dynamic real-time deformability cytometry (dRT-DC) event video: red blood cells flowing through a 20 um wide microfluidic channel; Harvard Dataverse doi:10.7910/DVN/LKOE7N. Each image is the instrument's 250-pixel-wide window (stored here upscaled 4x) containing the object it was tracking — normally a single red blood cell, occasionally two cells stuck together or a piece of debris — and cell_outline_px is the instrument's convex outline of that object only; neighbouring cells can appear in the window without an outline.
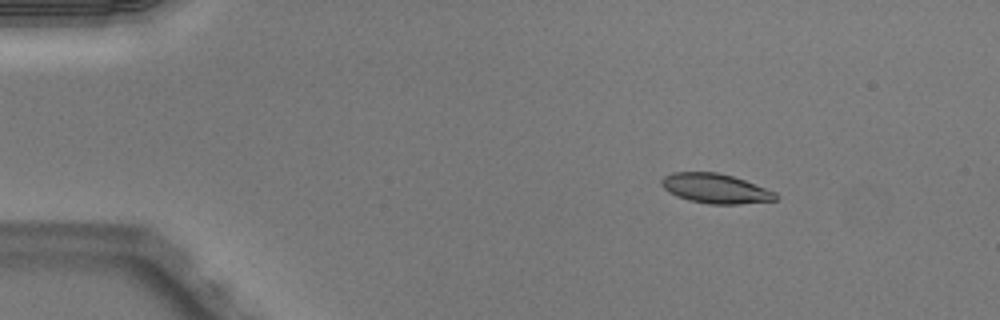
{"species": "Egyptian fruit bat (a non-hibernating species)", "species_latin": "Rousettus aegyptiacus", "temperature_condition": "warm", "stored_images_in_passage": 44, "camera_frame_rate_fps": 3000, "um_per_image_px": 0.085, "animal": {"sex": "male"}, "frame": {"image": 1, "passage_image": 1, "time_ms": 0.0, "image_size_px": [1000, 320], "cell_outline_px": [[780, 196], [776, 200], [740, 204], [708, 204], [688, 200], [676, 196], [668, 192], [660, 184], [660, 180], [664, 176], [672, 172], [716, 172], [732, 176], [744, 180], [776, 192]], "centroid_in_image_um": [60.8, 16.03], "position_along_channel_um": 24.2, "area_um2": 19.83}}
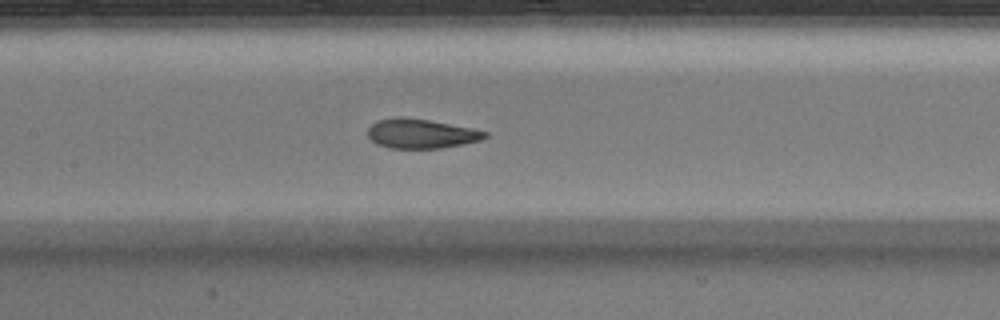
{"frame": {"image": 2, "passage_image": 18, "time_ms": 5.667, "image_size_px": [1000, 320], "cell_outline_px": [[488, 136], [480, 140], [464, 144], [440, 148], [388, 148], [376, 144], [368, 136], [368, 128], [376, 120], [396, 116], [400, 116], [428, 120], [472, 128], [488, 132]], "centroid_in_image_um": [35.77, 11.35], "position_along_channel_um": 171.6, "area_um2": 20.17}}
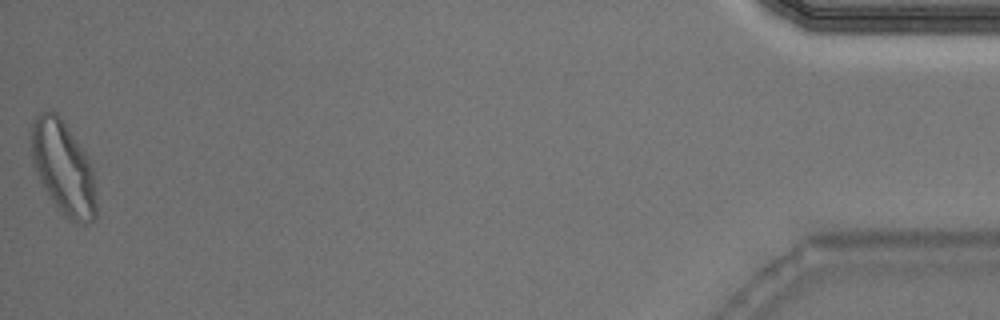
{"frame": {"image": 3, "passage_image": 44, "time_ms": 14.333, "image_size_px": [1000, 320], "cell_outline_px": [[96, 216], [92, 220], [84, 224], [68, 220], [48, 196], [32, 164], [32, 124], [36, 116], [40, 112], [48, 108], [56, 112], [84, 152], [92, 168], [96, 204]], "centroid_in_image_um": [5.36, 14.28], "position_along_channel_um": 429.8, "area_um2": 34.85}, "authors_computed_cell_mechanics": {"area_um2": 20.9236, "velocity_mm_per_s": 4.0296, "shape_relaxation_time_tau1_ms": 4.1771, "shape_relaxation_time_tau2_ms": 0.9001, "deformation_change_tau1": 0.1573, "deformation_change_tau2": 0.0652}}